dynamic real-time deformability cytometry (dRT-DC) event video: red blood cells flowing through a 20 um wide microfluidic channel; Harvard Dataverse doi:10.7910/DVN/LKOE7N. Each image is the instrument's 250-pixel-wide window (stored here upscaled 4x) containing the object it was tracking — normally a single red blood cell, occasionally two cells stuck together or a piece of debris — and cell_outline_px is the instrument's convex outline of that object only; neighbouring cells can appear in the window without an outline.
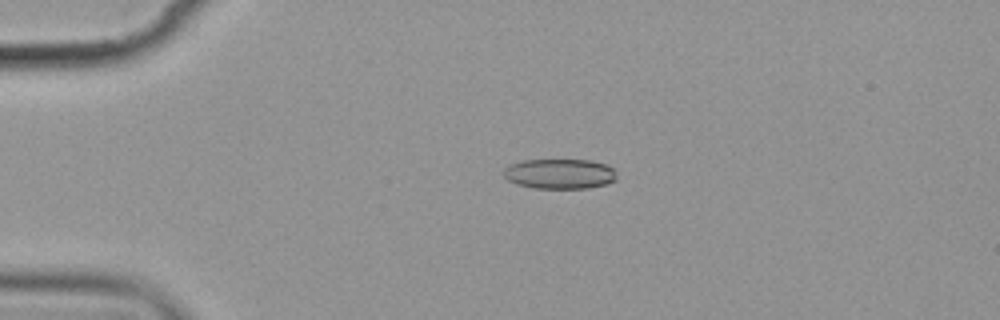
{"species": "common noctule bat (a hibernating species)", "species_latin": "Nyctalus noctula", "temperature_condition": "cold", "stored_images_in_passage": 3, "camera_frame_rate_fps": 3000, "um_per_image_px": 0.085, "animal": {"sex": "female", "body_mass_g": 19.9}, "frame": {"image": 1, "passage_image": 2, "time_ms": 1.0, "image_size_px": [1000, 320], "cell_outline_px": [[616, 180], [604, 184], [588, 188], [536, 188], [516, 184], [508, 180], [504, 176], [504, 168], [520, 160], [592, 160], [608, 164], [616, 172]], "centroid_in_image_um": [47.59, 14.76], "position_along_channel_um": 37.4, "area_um2": 19.83}}